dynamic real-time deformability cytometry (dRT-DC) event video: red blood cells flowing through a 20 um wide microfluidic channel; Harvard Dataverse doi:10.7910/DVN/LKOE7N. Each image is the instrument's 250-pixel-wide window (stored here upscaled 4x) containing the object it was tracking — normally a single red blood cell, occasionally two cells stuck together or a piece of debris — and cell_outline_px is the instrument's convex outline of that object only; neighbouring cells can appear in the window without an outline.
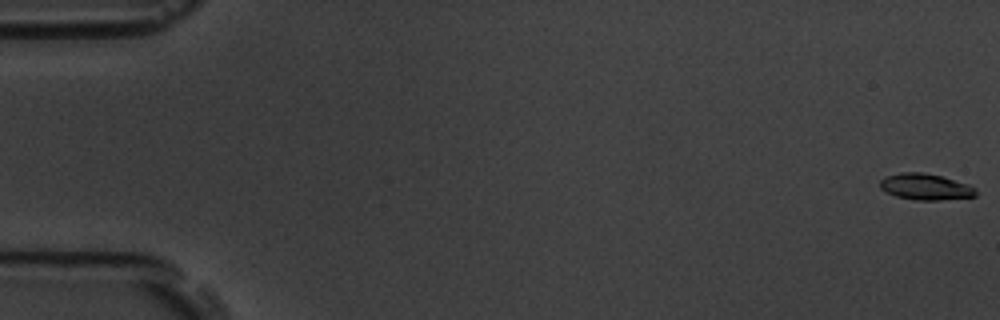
{"species": "common noctule bat (a hibernating species)", "species_latin": "Nyctalus noctula", "temperature_condition": "room temperature", "stored_images_in_passage": 6, "camera_frame_rate_fps": 3000, "um_per_image_px": 0.085, "animal": {"sex": "male", "body_mass_g": 19.5, "forearm_length_mm": 54.6}, "frame": {"image": 1, "passage_image": 1, "time_ms": 0.0, "image_size_px": [1000, 320], "cell_outline_px": [[976, 196], [940, 200], [916, 200], [896, 196], [880, 188], [880, 180], [888, 176], [904, 172], [924, 172], [940, 176], [968, 184], [976, 188]], "centroid_in_image_um": [78.69, 15.88], "position_along_channel_um": 6.3, "area_um2": 14.45}}
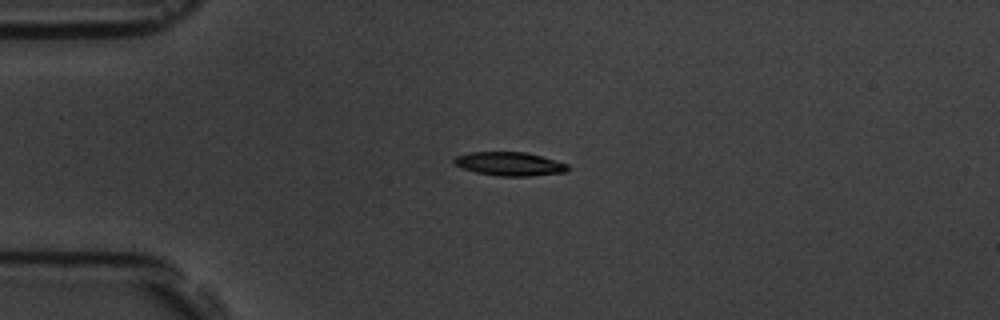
{"frame": {"image": 2, "passage_image": 5, "time_ms": 4.667, "image_size_px": [1000, 320], "cell_outline_px": [[572, 168], [564, 172], [528, 176], [500, 176], [476, 172], [452, 164], [452, 160], [456, 156], [472, 152], [524, 152], [540, 156], [568, 164]], "centroid_in_image_um": [43.3, 13.93], "position_along_channel_um": 41.7, "area_um2": 15.55}}